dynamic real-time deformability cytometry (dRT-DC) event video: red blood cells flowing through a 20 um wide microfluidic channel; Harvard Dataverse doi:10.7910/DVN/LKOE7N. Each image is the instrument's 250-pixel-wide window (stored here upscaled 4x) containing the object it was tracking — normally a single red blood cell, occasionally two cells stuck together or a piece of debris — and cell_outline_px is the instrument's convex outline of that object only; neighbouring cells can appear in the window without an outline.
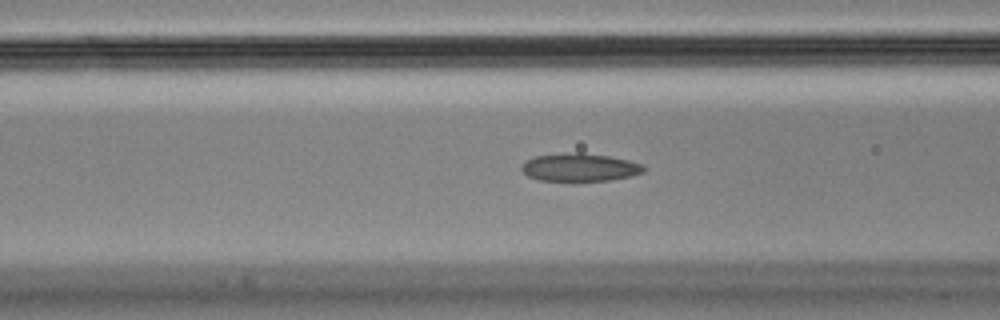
{"species": "Egyptian fruit bat (a non-hibernating species)", "species_latin": "Rousettus aegyptiacus", "temperature_condition": "cold", "stored_images_in_passage": 41, "camera_frame_rate_fps": 3000, "um_per_image_px": 0.085, "animal": {"sex": "male"}, "frame": {"image": 1, "passage_image": 18, "time_ms": 5.667, "image_size_px": [1000, 320], "cell_outline_px": [[644, 172], [632, 176], [608, 180], [540, 180], [528, 176], [520, 168], [528, 160], [536, 156], [576, 152], [580, 152], [608, 156], [628, 160], [640, 164], [644, 168]], "centroid_in_image_um": [49.29, 14.22], "position_along_channel_um": 117.3, "area_um2": 19.42}}
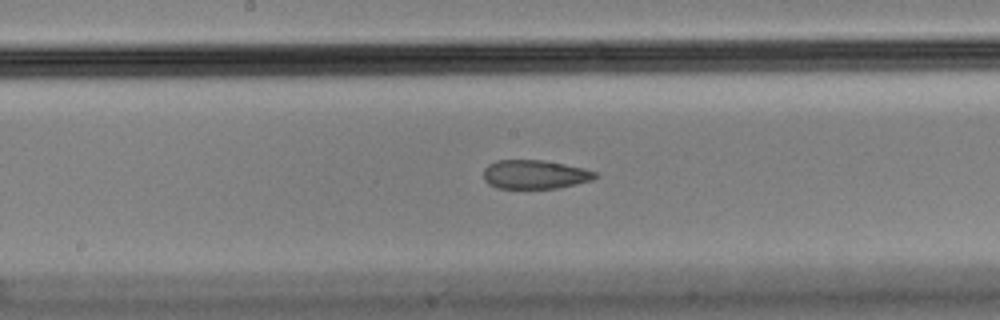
{"frame": {"image": 2, "passage_image": 25, "time_ms": 8.0, "image_size_px": [1000, 320], "cell_outline_px": [[596, 176], [592, 180], [560, 188], [496, 188], [488, 184], [484, 180], [484, 168], [488, 164], [496, 160], [540, 160], [564, 164], [584, 168], [596, 172]], "centroid_in_image_um": [45.43, 14.83], "position_along_channel_um": 202.8, "area_um2": 18.79}}
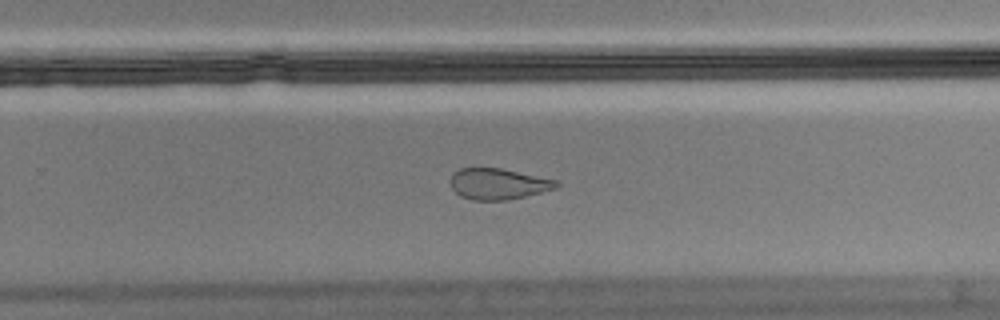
{"frame": {"image": 3, "passage_image": 32, "time_ms": 10.333, "image_size_px": [1000, 320], "cell_outline_px": [[560, 184], [556, 188], [508, 200], [472, 200], [460, 196], [452, 188], [448, 180], [452, 172], [460, 168], [500, 168], [556, 180]], "centroid_in_image_um": [42.28, 15.63], "position_along_channel_um": 287.5, "area_um2": 19.13}}